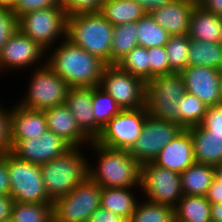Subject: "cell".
Returning <instances> with one entry per match:
<instances>
[{
  "mask_svg": "<svg viewBox=\"0 0 222 222\" xmlns=\"http://www.w3.org/2000/svg\"><path fill=\"white\" fill-rule=\"evenodd\" d=\"M47 64L71 87H94L101 82L105 67L101 58L88 53L65 38L62 44L54 48Z\"/></svg>",
  "mask_w": 222,
  "mask_h": 222,
  "instance_id": "cell-1",
  "label": "cell"
},
{
  "mask_svg": "<svg viewBox=\"0 0 222 222\" xmlns=\"http://www.w3.org/2000/svg\"><path fill=\"white\" fill-rule=\"evenodd\" d=\"M99 157L97 168L88 165V177L102 188H135L140 186L141 165L128 150L112 149L95 141L90 143ZM95 149V150H94Z\"/></svg>",
  "mask_w": 222,
  "mask_h": 222,
  "instance_id": "cell-2",
  "label": "cell"
},
{
  "mask_svg": "<svg viewBox=\"0 0 222 222\" xmlns=\"http://www.w3.org/2000/svg\"><path fill=\"white\" fill-rule=\"evenodd\" d=\"M114 26L98 13H80L67 18V39L88 53L111 64Z\"/></svg>",
  "mask_w": 222,
  "mask_h": 222,
  "instance_id": "cell-3",
  "label": "cell"
},
{
  "mask_svg": "<svg viewBox=\"0 0 222 222\" xmlns=\"http://www.w3.org/2000/svg\"><path fill=\"white\" fill-rule=\"evenodd\" d=\"M81 147H72L65 154L41 165L45 190L52 202L66 196L88 177V160Z\"/></svg>",
  "mask_w": 222,
  "mask_h": 222,
  "instance_id": "cell-4",
  "label": "cell"
},
{
  "mask_svg": "<svg viewBox=\"0 0 222 222\" xmlns=\"http://www.w3.org/2000/svg\"><path fill=\"white\" fill-rule=\"evenodd\" d=\"M186 93L181 73L154 76L146 82L145 107L151 116L180 125L179 101Z\"/></svg>",
  "mask_w": 222,
  "mask_h": 222,
  "instance_id": "cell-5",
  "label": "cell"
},
{
  "mask_svg": "<svg viewBox=\"0 0 222 222\" xmlns=\"http://www.w3.org/2000/svg\"><path fill=\"white\" fill-rule=\"evenodd\" d=\"M10 178V196L21 203L53 204L42 178L41 166L20 160L11 152L5 153Z\"/></svg>",
  "mask_w": 222,
  "mask_h": 222,
  "instance_id": "cell-6",
  "label": "cell"
},
{
  "mask_svg": "<svg viewBox=\"0 0 222 222\" xmlns=\"http://www.w3.org/2000/svg\"><path fill=\"white\" fill-rule=\"evenodd\" d=\"M45 63V64H44ZM33 71L29 88L19 105L44 111L54 106L64 105L69 90L68 84L44 62Z\"/></svg>",
  "mask_w": 222,
  "mask_h": 222,
  "instance_id": "cell-7",
  "label": "cell"
},
{
  "mask_svg": "<svg viewBox=\"0 0 222 222\" xmlns=\"http://www.w3.org/2000/svg\"><path fill=\"white\" fill-rule=\"evenodd\" d=\"M101 192L102 187L87 177L53 202V222H87L101 205Z\"/></svg>",
  "mask_w": 222,
  "mask_h": 222,
  "instance_id": "cell-8",
  "label": "cell"
},
{
  "mask_svg": "<svg viewBox=\"0 0 222 222\" xmlns=\"http://www.w3.org/2000/svg\"><path fill=\"white\" fill-rule=\"evenodd\" d=\"M67 18L62 5L39 9L21 15L18 29L48 51L58 37H67Z\"/></svg>",
  "mask_w": 222,
  "mask_h": 222,
  "instance_id": "cell-9",
  "label": "cell"
},
{
  "mask_svg": "<svg viewBox=\"0 0 222 222\" xmlns=\"http://www.w3.org/2000/svg\"><path fill=\"white\" fill-rule=\"evenodd\" d=\"M148 111L146 107L124 109L102 129L96 143L121 150H130L139 138Z\"/></svg>",
  "mask_w": 222,
  "mask_h": 222,
  "instance_id": "cell-10",
  "label": "cell"
},
{
  "mask_svg": "<svg viewBox=\"0 0 222 222\" xmlns=\"http://www.w3.org/2000/svg\"><path fill=\"white\" fill-rule=\"evenodd\" d=\"M147 200L176 207L183 197L180 174L161 168L153 162L141 165L140 187Z\"/></svg>",
  "mask_w": 222,
  "mask_h": 222,
  "instance_id": "cell-11",
  "label": "cell"
},
{
  "mask_svg": "<svg viewBox=\"0 0 222 222\" xmlns=\"http://www.w3.org/2000/svg\"><path fill=\"white\" fill-rule=\"evenodd\" d=\"M99 86L124 109L145 107L146 83L117 64L105 67Z\"/></svg>",
  "mask_w": 222,
  "mask_h": 222,
  "instance_id": "cell-12",
  "label": "cell"
},
{
  "mask_svg": "<svg viewBox=\"0 0 222 222\" xmlns=\"http://www.w3.org/2000/svg\"><path fill=\"white\" fill-rule=\"evenodd\" d=\"M182 130L183 128L177 123L148 114L141 134L129 153L140 165L153 162L159 152Z\"/></svg>",
  "mask_w": 222,
  "mask_h": 222,
  "instance_id": "cell-13",
  "label": "cell"
},
{
  "mask_svg": "<svg viewBox=\"0 0 222 222\" xmlns=\"http://www.w3.org/2000/svg\"><path fill=\"white\" fill-rule=\"evenodd\" d=\"M11 143V153L18 159L40 166L72 148L64 139L49 130L35 139L11 140Z\"/></svg>",
  "mask_w": 222,
  "mask_h": 222,
  "instance_id": "cell-14",
  "label": "cell"
},
{
  "mask_svg": "<svg viewBox=\"0 0 222 222\" xmlns=\"http://www.w3.org/2000/svg\"><path fill=\"white\" fill-rule=\"evenodd\" d=\"M181 74L187 93L198 97L208 107L222 104L221 70L205 66H188Z\"/></svg>",
  "mask_w": 222,
  "mask_h": 222,
  "instance_id": "cell-15",
  "label": "cell"
},
{
  "mask_svg": "<svg viewBox=\"0 0 222 222\" xmlns=\"http://www.w3.org/2000/svg\"><path fill=\"white\" fill-rule=\"evenodd\" d=\"M47 52L19 29L8 39L0 53V69H23L38 64ZM42 57V58H41ZM37 62V63H36ZM36 63V64H35ZM5 67V68H4Z\"/></svg>",
  "mask_w": 222,
  "mask_h": 222,
  "instance_id": "cell-16",
  "label": "cell"
},
{
  "mask_svg": "<svg viewBox=\"0 0 222 222\" xmlns=\"http://www.w3.org/2000/svg\"><path fill=\"white\" fill-rule=\"evenodd\" d=\"M195 161L192 136L189 129H183L169 142L154 159L161 168L181 174Z\"/></svg>",
  "mask_w": 222,
  "mask_h": 222,
  "instance_id": "cell-17",
  "label": "cell"
},
{
  "mask_svg": "<svg viewBox=\"0 0 222 222\" xmlns=\"http://www.w3.org/2000/svg\"><path fill=\"white\" fill-rule=\"evenodd\" d=\"M197 4V0H173L150 15L170 36L187 35L190 18Z\"/></svg>",
  "mask_w": 222,
  "mask_h": 222,
  "instance_id": "cell-18",
  "label": "cell"
},
{
  "mask_svg": "<svg viewBox=\"0 0 222 222\" xmlns=\"http://www.w3.org/2000/svg\"><path fill=\"white\" fill-rule=\"evenodd\" d=\"M44 113L49 131L64 139L72 147H81L87 142L91 146L92 141L81 131L66 104L48 108Z\"/></svg>",
  "mask_w": 222,
  "mask_h": 222,
  "instance_id": "cell-19",
  "label": "cell"
},
{
  "mask_svg": "<svg viewBox=\"0 0 222 222\" xmlns=\"http://www.w3.org/2000/svg\"><path fill=\"white\" fill-rule=\"evenodd\" d=\"M11 140L37 138L48 130L44 111L15 104L10 112Z\"/></svg>",
  "mask_w": 222,
  "mask_h": 222,
  "instance_id": "cell-20",
  "label": "cell"
},
{
  "mask_svg": "<svg viewBox=\"0 0 222 222\" xmlns=\"http://www.w3.org/2000/svg\"><path fill=\"white\" fill-rule=\"evenodd\" d=\"M66 106L76 119L81 131L95 141V119L92 109V87H71L68 90Z\"/></svg>",
  "mask_w": 222,
  "mask_h": 222,
  "instance_id": "cell-21",
  "label": "cell"
},
{
  "mask_svg": "<svg viewBox=\"0 0 222 222\" xmlns=\"http://www.w3.org/2000/svg\"><path fill=\"white\" fill-rule=\"evenodd\" d=\"M197 163L217 166L222 163V135L210 134L202 125L188 128Z\"/></svg>",
  "mask_w": 222,
  "mask_h": 222,
  "instance_id": "cell-22",
  "label": "cell"
},
{
  "mask_svg": "<svg viewBox=\"0 0 222 222\" xmlns=\"http://www.w3.org/2000/svg\"><path fill=\"white\" fill-rule=\"evenodd\" d=\"M222 29V17L196 5L190 18L188 36L204 42H219Z\"/></svg>",
  "mask_w": 222,
  "mask_h": 222,
  "instance_id": "cell-23",
  "label": "cell"
},
{
  "mask_svg": "<svg viewBox=\"0 0 222 222\" xmlns=\"http://www.w3.org/2000/svg\"><path fill=\"white\" fill-rule=\"evenodd\" d=\"M214 178V166L194 162L180 174L183 195L206 196Z\"/></svg>",
  "mask_w": 222,
  "mask_h": 222,
  "instance_id": "cell-24",
  "label": "cell"
},
{
  "mask_svg": "<svg viewBox=\"0 0 222 222\" xmlns=\"http://www.w3.org/2000/svg\"><path fill=\"white\" fill-rule=\"evenodd\" d=\"M99 13L113 26L137 22L145 15L134 0H105Z\"/></svg>",
  "mask_w": 222,
  "mask_h": 222,
  "instance_id": "cell-25",
  "label": "cell"
},
{
  "mask_svg": "<svg viewBox=\"0 0 222 222\" xmlns=\"http://www.w3.org/2000/svg\"><path fill=\"white\" fill-rule=\"evenodd\" d=\"M133 188H102L101 207L125 219H130L138 201Z\"/></svg>",
  "mask_w": 222,
  "mask_h": 222,
  "instance_id": "cell-26",
  "label": "cell"
},
{
  "mask_svg": "<svg viewBox=\"0 0 222 222\" xmlns=\"http://www.w3.org/2000/svg\"><path fill=\"white\" fill-rule=\"evenodd\" d=\"M92 109L95 119V141L100 136L102 129L122 108L114 98L99 85L92 87Z\"/></svg>",
  "mask_w": 222,
  "mask_h": 222,
  "instance_id": "cell-27",
  "label": "cell"
},
{
  "mask_svg": "<svg viewBox=\"0 0 222 222\" xmlns=\"http://www.w3.org/2000/svg\"><path fill=\"white\" fill-rule=\"evenodd\" d=\"M188 66H205L222 70V45L190 39Z\"/></svg>",
  "mask_w": 222,
  "mask_h": 222,
  "instance_id": "cell-28",
  "label": "cell"
},
{
  "mask_svg": "<svg viewBox=\"0 0 222 222\" xmlns=\"http://www.w3.org/2000/svg\"><path fill=\"white\" fill-rule=\"evenodd\" d=\"M175 218L187 222H211V203L206 196L183 195L175 207Z\"/></svg>",
  "mask_w": 222,
  "mask_h": 222,
  "instance_id": "cell-29",
  "label": "cell"
},
{
  "mask_svg": "<svg viewBox=\"0 0 222 222\" xmlns=\"http://www.w3.org/2000/svg\"><path fill=\"white\" fill-rule=\"evenodd\" d=\"M137 46V22H128L114 26L111 45V64H117Z\"/></svg>",
  "mask_w": 222,
  "mask_h": 222,
  "instance_id": "cell-30",
  "label": "cell"
},
{
  "mask_svg": "<svg viewBox=\"0 0 222 222\" xmlns=\"http://www.w3.org/2000/svg\"><path fill=\"white\" fill-rule=\"evenodd\" d=\"M169 33L159 24L155 23L150 14H145L137 21L138 46L146 49L165 46L169 40Z\"/></svg>",
  "mask_w": 222,
  "mask_h": 222,
  "instance_id": "cell-31",
  "label": "cell"
},
{
  "mask_svg": "<svg viewBox=\"0 0 222 222\" xmlns=\"http://www.w3.org/2000/svg\"><path fill=\"white\" fill-rule=\"evenodd\" d=\"M174 218L175 208L143 200L137 203L129 222H173Z\"/></svg>",
  "mask_w": 222,
  "mask_h": 222,
  "instance_id": "cell-32",
  "label": "cell"
},
{
  "mask_svg": "<svg viewBox=\"0 0 222 222\" xmlns=\"http://www.w3.org/2000/svg\"><path fill=\"white\" fill-rule=\"evenodd\" d=\"M10 222H53V206L14 201Z\"/></svg>",
  "mask_w": 222,
  "mask_h": 222,
  "instance_id": "cell-33",
  "label": "cell"
},
{
  "mask_svg": "<svg viewBox=\"0 0 222 222\" xmlns=\"http://www.w3.org/2000/svg\"><path fill=\"white\" fill-rule=\"evenodd\" d=\"M180 126L188 129L193 126L201 125L207 113L208 106L198 97L185 93L179 101Z\"/></svg>",
  "mask_w": 222,
  "mask_h": 222,
  "instance_id": "cell-34",
  "label": "cell"
},
{
  "mask_svg": "<svg viewBox=\"0 0 222 222\" xmlns=\"http://www.w3.org/2000/svg\"><path fill=\"white\" fill-rule=\"evenodd\" d=\"M190 37L188 35L170 36L165 45L172 72L181 73L188 67Z\"/></svg>",
  "mask_w": 222,
  "mask_h": 222,
  "instance_id": "cell-35",
  "label": "cell"
},
{
  "mask_svg": "<svg viewBox=\"0 0 222 222\" xmlns=\"http://www.w3.org/2000/svg\"><path fill=\"white\" fill-rule=\"evenodd\" d=\"M117 65L124 71L142 79L150 80V64L148 49L137 46L126 54Z\"/></svg>",
  "mask_w": 222,
  "mask_h": 222,
  "instance_id": "cell-36",
  "label": "cell"
},
{
  "mask_svg": "<svg viewBox=\"0 0 222 222\" xmlns=\"http://www.w3.org/2000/svg\"><path fill=\"white\" fill-rule=\"evenodd\" d=\"M150 64V80L154 76L173 73L169 68V61L165 46L148 48Z\"/></svg>",
  "mask_w": 222,
  "mask_h": 222,
  "instance_id": "cell-37",
  "label": "cell"
},
{
  "mask_svg": "<svg viewBox=\"0 0 222 222\" xmlns=\"http://www.w3.org/2000/svg\"><path fill=\"white\" fill-rule=\"evenodd\" d=\"M105 0H61L67 17L80 13H98Z\"/></svg>",
  "mask_w": 222,
  "mask_h": 222,
  "instance_id": "cell-38",
  "label": "cell"
},
{
  "mask_svg": "<svg viewBox=\"0 0 222 222\" xmlns=\"http://www.w3.org/2000/svg\"><path fill=\"white\" fill-rule=\"evenodd\" d=\"M18 29V18L10 9L0 8V53L8 39Z\"/></svg>",
  "mask_w": 222,
  "mask_h": 222,
  "instance_id": "cell-39",
  "label": "cell"
},
{
  "mask_svg": "<svg viewBox=\"0 0 222 222\" xmlns=\"http://www.w3.org/2000/svg\"><path fill=\"white\" fill-rule=\"evenodd\" d=\"M0 103V154L12 151L11 128H10V108L4 110ZM10 110V111H9Z\"/></svg>",
  "mask_w": 222,
  "mask_h": 222,
  "instance_id": "cell-40",
  "label": "cell"
},
{
  "mask_svg": "<svg viewBox=\"0 0 222 222\" xmlns=\"http://www.w3.org/2000/svg\"><path fill=\"white\" fill-rule=\"evenodd\" d=\"M61 0H19L13 9L17 18L31 11L60 6Z\"/></svg>",
  "mask_w": 222,
  "mask_h": 222,
  "instance_id": "cell-41",
  "label": "cell"
},
{
  "mask_svg": "<svg viewBox=\"0 0 222 222\" xmlns=\"http://www.w3.org/2000/svg\"><path fill=\"white\" fill-rule=\"evenodd\" d=\"M201 125L210 134L222 135V104L208 107Z\"/></svg>",
  "mask_w": 222,
  "mask_h": 222,
  "instance_id": "cell-42",
  "label": "cell"
},
{
  "mask_svg": "<svg viewBox=\"0 0 222 222\" xmlns=\"http://www.w3.org/2000/svg\"><path fill=\"white\" fill-rule=\"evenodd\" d=\"M87 222H129L128 219L122 218L101 206L89 217Z\"/></svg>",
  "mask_w": 222,
  "mask_h": 222,
  "instance_id": "cell-43",
  "label": "cell"
},
{
  "mask_svg": "<svg viewBox=\"0 0 222 222\" xmlns=\"http://www.w3.org/2000/svg\"><path fill=\"white\" fill-rule=\"evenodd\" d=\"M0 195L10 196V178L5 153L0 154Z\"/></svg>",
  "mask_w": 222,
  "mask_h": 222,
  "instance_id": "cell-44",
  "label": "cell"
},
{
  "mask_svg": "<svg viewBox=\"0 0 222 222\" xmlns=\"http://www.w3.org/2000/svg\"><path fill=\"white\" fill-rule=\"evenodd\" d=\"M14 200L11 196L0 195V222H10Z\"/></svg>",
  "mask_w": 222,
  "mask_h": 222,
  "instance_id": "cell-45",
  "label": "cell"
},
{
  "mask_svg": "<svg viewBox=\"0 0 222 222\" xmlns=\"http://www.w3.org/2000/svg\"><path fill=\"white\" fill-rule=\"evenodd\" d=\"M211 204L222 202V182L215 176L206 194Z\"/></svg>",
  "mask_w": 222,
  "mask_h": 222,
  "instance_id": "cell-46",
  "label": "cell"
},
{
  "mask_svg": "<svg viewBox=\"0 0 222 222\" xmlns=\"http://www.w3.org/2000/svg\"><path fill=\"white\" fill-rule=\"evenodd\" d=\"M141 6L145 14H151L153 11L160 9L173 0H134Z\"/></svg>",
  "mask_w": 222,
  "mask_h": 222,
  "instance_id": "cell-47",
  "label": "cell"
},
{
  "mask_svg": "<svg viewBox=\"0 0 222 222\" xmlns=\"http://www.w3.org/2000/svg\"><path fill=\"white\" fill-rule=\"evenodd\" d=\"M203 9L222 17V0H197Z\"/></svg>",
  "mask_w": 222,
  "mask_h": 222,
  "instance_id": "cell-48",
  "label": "cell"
},
{
  "mask_svg": "<svg viewBox=\"0 0 222 222\" xmlns=\"http://www.w3.org/2000/svg\"><path fill=\"white\" fill-rule=\"evenodd\" d=\"M211 222H222V202L211 204Z\"/></svg>",
  "mask_w": 222,
  "mask_h": 222,
  "instance_id": "cell-49",
  "label": "cell"
},
{
  "mask_svg": "<svg viewBox=\"0 0 222 222\" xmlns=\"http://www.w3.org/2000/svg\"><path fill=\"white\" fill-rule=\"evenodd\" d=\"M19 0H0V8H6L13 11Z\"/></svg>",
  "mask_w": 222,
  "mask_h": 222,
  "instance_id": "cell-50",
  "label": "cell"
},
{
  "mask_svg": "<svg viewBox=\"0 0 222 222\" xmlns=\"http://www.w3.org/2000/svg\"><path fill=\"white\" fill-rule=\"evenodd\" d=\"M215 176L222 182V163L215 166Z\"/></svg>",
  "mask_w": 222,
  "mask_h": 222,
  "instance_id": "cell-51",
  "label": "cell"
},
{
  "mask_svg": "<svg viewBox=\"0 0 222 222\" xmlns=\"http://www.w3.org/2000/svg\"><path fill=\"white\" fill-rule=\"evenodd\" d=\"M173 222H187V221H184V220H180L178 218H174V221Z\"/></svg>",
  "mask_w": 222,
  "mask_h": 222,
  "instance_id": "cell-52",
  "label": "cell"
},
{
  "mask_svg": "<svg viewBox=\"0 0 222 222\" xmlns=\"http://www.w3.org/2000/svg\"><path fill=\"white\" fill-rule=\"evenodd\" d=\"M220 81H221V95H222V70H221V75H220Z\"/></svg>",
  "mask_w": 222,
  "mask_h": 222,
  "instance_id": "cell-53",
  "label": "cell"
},
{
  "mask_svg": "<svg viewBox=\"0 0 222 222\" xmlns=\"http://www.w3.org/2000/svg\"><path fill=\"white\" fill-rule=\"evenodd\" d=\"M219 43L222 45V29H221V37H220Z\"/></svg>",
  "mask_w": 222,
  "mask_h": 222,
  "instance_id": "cell-54",
  "label": "cell"
}]
</instances>
